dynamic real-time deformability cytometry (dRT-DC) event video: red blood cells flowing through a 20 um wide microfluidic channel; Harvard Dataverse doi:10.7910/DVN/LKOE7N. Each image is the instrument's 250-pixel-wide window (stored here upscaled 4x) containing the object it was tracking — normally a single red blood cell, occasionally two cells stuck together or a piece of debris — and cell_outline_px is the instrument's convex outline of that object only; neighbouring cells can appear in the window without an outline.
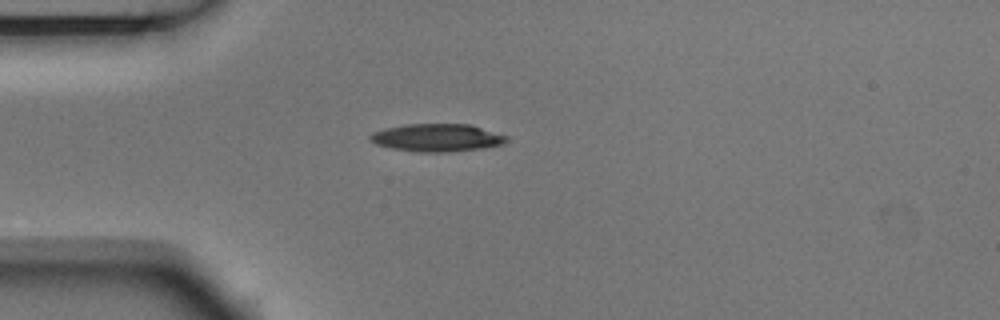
{"species": "Egyptian fruit bat (a non-hibernating species)", "species_latin": "Rousettus aegyptiacus", "temperature_condition": "room temperature", "stored_images_in_passage": 1, "camera_frame_rate_fps": 3000, "um_per_image_px": 0.085, "animal": {"sex": "male"}, "frame": {"image": 1, "passage_image": 1, "time_ms": 0.0, "image_size_px": [1000, 320], "cell_outline_px": [[508, 140], [504, 144], [484, 148], [448, 152], [420, 152], [392, 148], [376, 144], [368, 140], [368, 136], [372, 132], [384, 128], [408, 124], [472, 124], [508, 136]], "centroid_in_image_um": [37.16, 11.7], "position_along_channel_um": 47.8, "area_um2": 22.25}}